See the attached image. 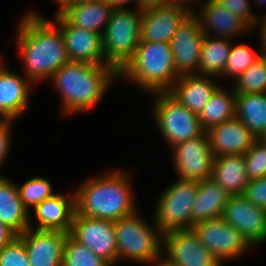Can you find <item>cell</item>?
<instances>
[{
  "label": "cell",
  "mask_w": 266,
  "mask_h": 266,
  "mask_svg": "<svg viewBox=\"0 0 266 266\" xmlns=\"http://www.w3.org/2000/svg\"><path fill=\"white\" fill-rule=\"evenodd\" d=\"M118 75L110 65L69 61L51 77L63 95L65 112H74L89 109L99 102L110 78Z\"/></svg>",
  "instance_id": "cell-2"
},
{
  "label": "cell",
  "mask_w": 266,
  "mask_h": 266,
  "mask_svg": "<svg viewBox=\"0 0 266 266\" xmlns=\"http://www.w3.org/2000/svg\"><path fill=\"white\" fill-rule=\"evenodd\" d=\"M69 234L110 266L118 260L114 221L75 213Z\"/></svg>",
  "instance_id": "cell-9"
},
{
  "label": "cell",
  "mask_w": 266,
  "mask_h": 266,
  "mask_svg": "<svg viewBox=\"0 0 266 266\" xmlns=\"http://www.w3.org/2000/svg\"><path fill=\"white\" fill-rule=\"evenodd\" d=\"M202 31L205 34L201 45V52L198 62L200 75H214L223 73L226 61L229 57L231 46L226 38H209L205 26L202 25ZM225 39V40H224Z\"/></svg>",
  "instance_id": "cell-27"
},
{
  "label": "cell",
  "mask_w": 266,
  "mask_h": 266,
  "mask_svg": "<svg viewBox=\"0 0 266 266\" xmlns=\"http://www.w3.org/2000/svg\"><path fill=\"white\" fill-rule=\"evenodd\" d=\"M261 139L266 143V134Z\"/></svg>",
  "instance_id": "cell-46"
},
{
  "label": "cell",
  "mask_w": 266,
  "mask_h": 266,
  "mask_svg": "<svg viewBox=\"0 0 266 266\" xmlns=\"http://www.w3.org/2000/svg\"><path fill=\"white\" fill-rule=\"evenodd\" d=\"M221 5L227 7L235 16L242 19L249 28H253L256 17L250 12L249 2L247 0H216Z\"/></svg>",
  "instance_id": "cell-37"
},
{
  "label": "cell",
  "mask_w": 266,
  "mask_h": 266,
  "mask_svg": "<svg viewBox=\"0 0 266 266\" xmlns=\"http://www.w3.org/2000/svg\"><path fill=\"white\" fill-rule=\"evenodd\" d=\"M72 197L70 200L61 194H55L36 205L34 208L39 222L37 230L70 233L76 213L75 195Z\"/></svg>",
  "instance_id": "cell-20"
},
{
  "label": "cell",
  "mask_w": 266,
  "mask_h": 266,
  "mask_svg": "<svg viewBox=\"0 0 266 266\" xmlns=\"http://www.w3.org/2000/svg\"><path fill=\"white\" fill-rule=\"evenodd\" d=\"M28 80L0 67V111L12 120L21 114L28 102Z\"/></svg>",
  "instance_id": "cell-25"
},
{
  "label": "cell",
  "mask_w": 266,
  "mask_h": 266,
  "mask_svg": "<svg viewBox=\"0 0 266 266\" xmlns=\"http://www.w3.org/2000/svg\"><path fill=\"white\" fill-rule=\"evenodd\" d=\"M177 2V0H139V11L152 7L164 6Z\"/></svg>",
  "instance_id": "cell-40"
},
{
  "label": "cell",
  "mask_w": 266,
  "mask_h": 266,
  "mask_svg": "<svg viewBox=\"0 0 266 266\" xmlns=\"http://www.w3.org/2000/svg\"><path fill=\"white\" fill-rule=\"evenodd\" d=\"M243 156L249 181L266 177V143L262 139H256Z\"/></svg>",
  "instance_id": "cell-34"
},
{
  "label": "cell",
  "mask_w": 266,
  "mask_h": 266,
  "mask_svg": "<svg viewBox=\"0 0 266 266\" xmlns=\"http://www.w3.org/2000/svg\"><path fill=\"white\" fill-rule=\"evenodd\" d=\"M233 93L236 95L266 92V58L260 57L237 79Z\"/></svg>",
  "instance_id": "cell-30"
},
{
  "label": "cell",
  "mask_w": 266,
  "mask_h": 266,
  "mask_svg": "<svg viewBox=\"0 0 266 266\" xmlns=\"http://www.w3.org/2000/svg\"><path fill=\"white\" fill-rule=\"evenodd\" d=\"M221 218L236 228L250 244L266 240V210L256 207L243 195L229 196Z\"/></svg>",
  "instance_id": "cell-15"
},
{
  "label": "cell",
  "mask_w": 266,
  "mask_h": 266,
  "mask_svg": "<svg viewBox=\"0 0 266 266\" xmlns=\"http://www.w3.org/2000/svg\"><path fill=\"white\" fill-rule=\"evenodd\" d=\"M0 266H31L24 241L19 236L0 251Z\"/></svg>",
  "instance_id": "cell-35"
},
{
  "label": "cell",
  "mask_w": 266,
  "mask_h": 266,
  "mask_svg": "<svg viewBox=\"0 0 266 266\" xmlns=\"http://www.w3.org/2000/svg\"><path fill=\"white\" fill-rule=\"evenodd\" d=\"M235 117L261 139L266 134V92L236 95Z\"/></svg>",
  "instance_id": "cell-26"
},
{
  "label": "cell",
  "mask_w": 266,
  "mask_h": 266,
  "mask_svg": "<svg viewBox=\"0 0 266 266\" xmlns=\"http://www.w3.org/2000/svg\"><path fill=\"white\" fill-rule=\"evenodd\" d=\"M167 266H220V261L200 241L192 229L162 235Z\"/></svg>",
  "instance_id": "cell-12"
},
{
  "label": "cell",
  "mask_w": 266,
  "mask_h": 266,
  "mask_svg": "<svg viewBox=\"0 0 266 266\" xmlns=\"http://www.w3.org/2000/svg\"><path fill=\"white\" fill-rule=\"evenodd\" d=\"M20 199L23 206L28 210L30 205H38L40 202L53 197L50 182L41 177L31 178L21 187H18Z\"/></svg>",
  "instance_id": "cell-32"
},
{
  "label": "cell",
  "mask_w": 266,
  "mask_h": 266,
  "mask_svg": "<svg viewBox=\"0 0 266 266\" xmlns=\"http://www.w3.org/2000/svg\"><path fill=\"white\" fill-rule=\"evenodd\" d=\"M118 73L153 92H168L179 77L171 43L166 42L140 41L132 58Z\"/></svg>",
  "instance_id": "cell-4"
},
{
  "label": "cell",
  "mask_w": 266,
  "mask_h": 266,
  "mask_svg": "<svg viewBox=\"0 0 266 266\" xmlns=\"http://www.w3.org/2000/svg\"><path fill=\"white\" fill-rule=\"evenodd\" d=\"M243 196L256 207L266 210V177L250 180Z\"/></svg>",
  "instance_id": "cell-36"
},
{
  "label": "cell",
  "mask_w": 266,
  "mask_h": 266,
  "mask_svg": "<svg viewBox=\"0 0 266 266\" xmlns=\"http://www.w3.org/2000/svg\"><path fill=\"white\" fill-rule=\"evenodd\" d=\"M214 156L244 155L256 138L236 117L206 131Z\"/></svg>",
  "instance_id": "cell-18"
},
{
  "label": "cell",
  "mask_w": 266,
  "mask_h": 266,
  "mask_svg": "<svg viewBox=\"0 0 266 266\" xmlns=\"http://www.w3.org/2000/svg\"><path fill=\"white\" fill-rule=\"evenodd\" d=\"M178 1H179L180 3H182V2L185 1V0H177V2H178ZM181 1H182V2H181ZM187 1H188V0H187ZM190 1H192V0H190ZM193 1H194V0H193Z\"/></svg>",
  "instance_id": "cell-48"
},
{
  "label": "cell",
  "mask_w": 266,
  "mask_h": 266,
  "mask_svg": "<svg viewBox=\"0 0 266 266\" xmlns=\"http://www.w3.org/2000/svg\"><path fill=\"white\" fill-rule=\"evenodd\" d=\"M7 120V117H5L4 114L0 111V126L3 125Z\"/></svg>",
  "instance_id": "cell-45"
},
{
  "label": "cell",
  "mask_w": 266,
  "mask_h": 266,
  "mask_svg": "<svg viewBox=\"0 0 266 266\" xmlns=\"http://www.w3.org/2000/svg\"><path fill=\"white\" fill-rule=\"evenodd\" d=\"M56 21L57 24L59 23L70 61L109 65L102 62L105 55L101 34L70 25L59 13H57Z\"/></svg>",
  "instance_id": "cell-17"
},
{
  "label": "cell",
  "mask_w": 266,
  "mask_h": 266,
  "mask_svg": "<svg viewBox=\"0 0 266 266\" xmlns=\"http://www.w3.org/2000/svg\"><path fill=\"white\" fill-rule=\"evenodd\" d=\"M260 58L258 53L254 54L250 46L237 45L232 46L229 57L226 61L223 75H231L232 77H239L251 64Z\"/></svg>",
  "instance_id": "cell-33"
},
{
  "label": "cell",
  "mask_w": 266,
  "mask_h": 266,
  "mask_svg": "<svg viewBox=\"0 0 266 266\" xmlns=\"http://www.w3.org/2000/svg\"><path fill=\"white\" fill-rule=\"evenodd\" d=\"M94 0H70L69 5H76L80 3L90 2Z\"/></svg>",
  "instance_id": "cell-44"
},
{
  "label": "cell",
  "mask_w": 266,
  "mask_h": 266,
  "mask_svg": "<svg viewBox=\"0 0 266 266\" xmlns=\"http://www.w3.org/2000/svg\"><path fill=\"white\" fill-rule=\"evenodd\" d=\"M113 7L107 0H94L76 5H68L58 12L70 25L103 35L99 30L107 25Z\"/></svg>",
  "instance_id": "cell-22"
},
{
  "label": "cell",
  "mask_w": 266,
  "mask_h": 266,
  "mask_svg": "<svg viewBox=\"0 0 266 266\" xmlns=\"http://www.w3.org/2000/svg\"><path fill=\"white\" fill-rule=\"evenodd\" d=\"M18 235L0 221V251Z\"/></svg>",
  "instance_id": "cell-39"
},
{
  "label": "cell",
  "mask_w": 266,
  "mask_h": 266,
  "mask_svg": "<svg viewBox=\"0 0 266 266\" xmlns=\"http://www.w3.org/2000/svg\"><path fill=\"white\" fill-rule=\"evenodd\" d=\"M230 196L243 195L249 180L243 155L216 156L210 177Z\"/></svg>",
  "instance_id": "cell-23"
},
{
  "label": "cell",
  "mask_w": 266,
  "mask_h": 266,
  "mask_svg": "<svg viewBox=\"0 0 266 266\" xmlns=\"http://www.w3.org/2000/svg\"><path fill=\"white\" fill-rule=\"evenodd\" d=\"M263 25L261 26V29H262V31H261V35H262V46H263V48H264V50L263 51H265V52H262V53H260L259 55H260V57H262V58H266V20L264 21L263 20ZM263 27V28H262Z\"/></svg>",
  "instance_id": "cell-41"
},
{
  "label": "cell",
  "mask_w": 266,
  "mask_h": 266,
  "mask_svg": "<svg viewBox=\"0 0 266 266\" xmlns=\"http://www.w3.org/2000/svg\"><path fill=\"white\" fill-rule=\"evenodd\" d=\"M114 232L118 259L124 255L141 263L158 259L162 241L158 239L154 229L151 230L145 222L136 218L135 213L115 220Z\"/></svg>",
  "instance_id": "cell-7"
},
{
  "label": "cell",
  "mask_w": 266,
  "mask_h": 266,
  "mask_svg": "<svg viewBox=\"0 0 266 266\" xmlns=\"http://www.w3.org/2000/svg\"><path fill=\"white\" fill-rule=\"evenodd\" d=\"M53 24L32 13L19 25L18 43L32 82L51 77L70 61L61 30L58 31Z\"/></svg>",
  "instance_id": "cell-1"
},
{
  "label": "cell",
  "mask_w": 266,
  "mask_h": 266,
  "mask_svg": "<svg viewBox=\"0 0 266 266\" xmlns=\"http://www.w3.org/2000/svg\"><path fill=\"white\" fill-rule=\"evenodd\" d=\"M56 1H58L59 2V4H60V10H59V12H61L66 6H68L69 5V2H70V0H56Z\"/></svg>",
  "instance_id": "cell-43"
},
{
  "label": "cell",
  "mask_w": 266,
  "mask_h": 266,
  "mask_svg": "<svg viewBox=\"0 0 266 266\" xmlns=\"http://www.w3.org/2000/svg\"><path fill=\"white\" fill-rule=\"evenodd\" d=\"M113 8H122L123 4L130 0H107ZM139 6V0H136Z\"/></svg>",
  "instance_id": "cell-42"
},
{
  "label": "cell",
  "mask_w": 266,
  "mask_h": 266,
  "mask_svg": "<svg viewBox=\"0 0 266 266\" xmlns=\"http://www.w3.org/2000/svg\"><path fill=\"white\" fill-rule=\"evenodd\" d=\"M201 14L204 17V19L201 18L202 22L200 20L201 25L206 23L213 30L218 31L219 35L223 34L225 37L250 30L249 26L242 19L235 16L227 7L221 5L216 0H208Z\"/></svg>",
  "instance_id": "cell-28"
},
{
  "label": "cell",
  "mask_w": 266,
  "mask_h": 266,
  "mask_svg": "<svg viewBox=\"0 0 266 266\" xmlns=\"http://www.w3.org/2000/svg\"><path fill=\"white\" fill-rule=\"evenodd\" d=\"M158 266H167V265L163 262V263H160V265Z\"/></svg>",
  "instance_id": "cell-47"
},
{
  "label": "cell",
  "mask_w": 266,
  "mask_h": 266,
  "mask_svg": "<svg viewBox=\"0 0 266 266\" xmlns=\"http://www.w3.org/2000/svg\"><path fill=\"white\" fill-rule=\"evenodd\" d=\"M204 37L205 34L202 31L200 19L193 13L178 27L170 43L174 56L175 71L179 77L195 75L192 70H195V67L198 69Z\"/></svg>",
  "instance_id": "cell-13"
},
{
  "label": "cell",
  "mask_w": 266,
  "mask_h": 266,
  "mask_svg": "<svg viewBox=\"0 0 266 266\" xmlns=\"http://www.w3.org/2000/svg\"><path fill=\"white\" fill-rule=\"evenodd\" d=\"M62 266H110L99 256L95 255L85 245L76 241L68 234L63 250Z\"/></svg>",
  "instance_id": "cell-31"
},
{
  "label": "cell",
  "mask_w": 266,
  "mask_h": 266,
  "mask_svg": "<svg viewBox=\"0 0 266 266\" xmlns=\"http://www.w3.org/2000/svg\"><path fill=\"white\" fill-rule=\"evenodd\" d=\"M190 14L179 2L142 10L140 41L170 43Z\"/></svg>",
  "instance_id": "cell-14"
},
{
  "label": "cell",
  "mask_w": 266,
  "mask_h": 266,
  "mask_svg": "<svg viewBox=\"0 0 266 266\" xmlns=\"http://www.w3.org/2000/svg\"><path fill=\"white\" fill-rule=\"evenodd\" d=\"M192 230L220 263L226 258L241 255L250 245L236 228L221 217L198 222Z\"/></svg>",
  "instance_id": "cell-10"
},
{
  "label": "cell",
  "mask_w": 266,
  "mask_h": 266,
  "mask_svg": "<svg viewBox=\"0 0 266 266\" xmlns=\"http://www.w3.org/2000/svg\"><path fill=\"white\" fill-rule=\"evenodd\" d=\"M141 14L114 8L102 35L105 62L118 72L132 58L140 43Z\"/></svg>",
  "instance_id": "cell-5"
},
{
  "label": "cell",
  "mask_w": 266,
  "mask_h": 266,
  "mask_svg": "<svg viewBox=\"0 0 266 266\" xmlns=\"http://www.w3.org/2000/svg\"><path fill=\"white\" fill-rule=\"evenodd\" d=\"M206 78V75L204 77L196 74L180 76L168 93L181 105L199 115L218 88L210 79Z\"/></svg>",
  "instance_id": "cell-19"
},
{
  "label": "cell",
  "mask_w": 266,
  "mask_h": 266,
  "mask_svg": "<svg viewBox=\"0 0 266 266\" xmlns=\"http://www.w3.org/2000/svg\"><path fill=\"white\" fill-rule=\"evenodd\" d=\"M154 113L161 133L171 145L202 135L203 130L197 114L181 105L168 92H158Z\"/></svg>",
  "instance_id": "cell-8"
},
{
  "label": "cell",
  "mask_w": 266,
  "mask_h": 266,
  "mask_svg": "<svg viewBox=\"0 0 266 266\" xmlns=\"http://www.w3.org/2000/svg\"><path fill=\"white\" fill-rule=\"evenodd\" d=\"M109 174L88 181L75 193L76 214L115 221L135 213L128 176Z\"/></svg>",
  "instance_id": "cell-3"
},
{
  "label": "cell",
  "mask_w": 266,
  "mask_h": 266,
  "mask_svg": "<svg viewBox=\"0 0 266 266\" xmlns=\"http://www.w3.org/2000/svg\"><path fill=\"white\" fill-rule=\"evenodd\" d=\"M173 149L179 179L200 181L211 177L215 156L206 132L175 144Z\"/></svg>",
  "instance_id": "cell-11"
},
{
  "label": "cell",
  "mask_w": 266,
  "mask_h": 266,
  "mask_svg": "<svg viewBox=\"0 0 266 266\" xmlns=\"http://www.w3.org/2000/svg\"><path fill=\"white\" fill-rule=\"evenodd\" d=\"M0 221L17 235L29 228L28 210L23 206L17 186L0 176Z\"/></svg>",
  "instance_id": "cell-24"
},
{
  "label": "cell",
  "mask_w": 266,
  "mask_h": 266,
  "mask_svg": "<svg viewBox=\"0 0 266 266\" xmlns=\"http://www.w3.org/2000/svg\"><path fill=\"white\" fill-rule=\"evenodd\" d=\"M230 94L228 95L218 87L198 115L205 132L211 127L235 117L236 94Z\"/></svg>",
  "instance_id": "cell-29"
},
{
  "label": "cell",
  "mask_w": 266,
  "mask_h": 266,
  "mask_svg": "<svg viewBox=\"0 0 266 266\" xmlns=\"http://www.w3.org/2000/svg\"><path fill=\"white\" fill-rule=\"evenodd\" d=\"M9 122L10 119L0 126V164L3 161L5 154H7L9 147Z\"/></svg>",
  "instance_id": "cell-38"
},
{
  "label": "cell",
  "mask_w": 266,
  "mask_h": 266,
  "mask_svg": "<svg viewBox=\"0 0 266 266\" xmlns=\"http://www.w3.org/2000/svg\"><path fill=\"white\" fill-rule=\"evenodd\" d=\"M32 229L30 225L24 233L18 235L24 241L30 265L62 266L64 244L69 233Z\"/></svg>",
  "instance_id": "cell-16"
},
{
  "label": "cell",
  "mask_w": 266,
  "mask_h": 266,
  "mask_svg": "<svg viewBox=\"0 0 266 266\" xmlns=\"http://www.w3.org/2000/svg\"><path fill=\"white\" fill-rule=\"evenodd\" d=\"M229 196L211 178L198 181V191L191 212V229L198 222L221 217Z\"/></svg>",
  "instance_id": "cell-21"
},
{
  "label": "cell",
  "mask_w": 266,
  "mask_h": 266,
  "mask_svg": "<svg viewBox=\"0 0 266 266\" xmlns=\"http://www.w3.org/2000/svg\"><path fill=\"white\" fill-rule=\"evenodd\" d=\"M198 191V181L178 180L163 192L155 213L158 234L191 229V212Z\"/></svg>",
  "instance_id": "cell-6"
}]
</instances>
